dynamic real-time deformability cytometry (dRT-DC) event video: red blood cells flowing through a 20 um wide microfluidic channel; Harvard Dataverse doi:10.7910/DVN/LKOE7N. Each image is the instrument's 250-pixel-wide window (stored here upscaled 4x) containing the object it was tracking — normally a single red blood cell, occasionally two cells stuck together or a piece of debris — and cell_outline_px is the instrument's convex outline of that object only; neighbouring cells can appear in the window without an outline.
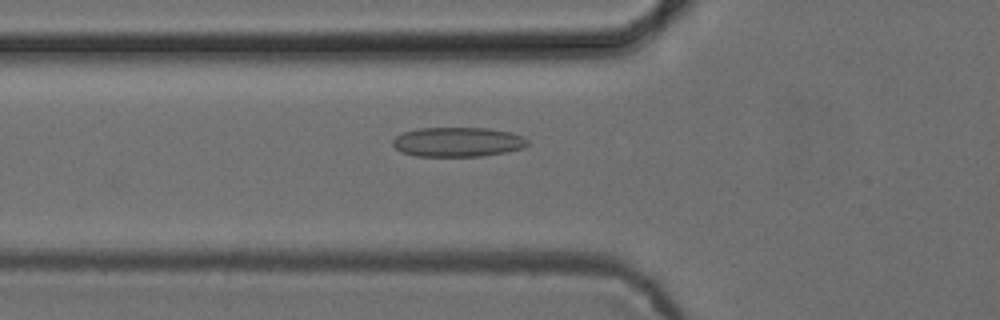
{"species": "common noctule bat (a hibernating species)", "species_latin": "Nyctalus noctula", "temperature_condition": "cold", "stored_images_in_passage": 33, "camera_frame_rate_fps": 3000, "um_per_image_px": 0.085, "animal": {"sex": "female", "body_mass_g": 24.6, "forearm_length_mm": 56.2}, "frame": {"image": 1, "passage_image": 4, "time_ms": 1.0, "image_size_px": [1000, 320], "cell_outline_px": [[528, 144], [524, 148], [508, 152], [480, 156], [416, 156], [400, 152], [392, 144], [392, 140], [396, 136], [404, 132], [416, 128], [484, 128], [508, 132], [520, 136], [528, 140]], "centroid_in_image_um": [38.87, 12.07], "position_along_channel_um": 86.9, "area_um2": 23.18}}
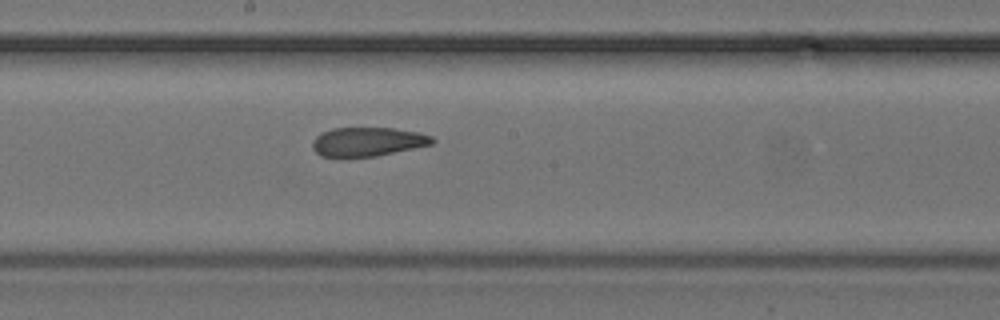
{"frame": {"image": 2, "passage_image": 14, "time_ms": 4.333, "image_size_px": [1000, 320], "cell_outline_px": [[436, 140], [432, 144], [376, 156], [320, 156], [312, 148], [312, 144], [316, 136], [320, 132], [332, 128], [392, 128], [416, 132], [432, 136]], "centroid_in_image_um": [31.23, 12.03], "position_along_channel_um": 217.0, "area_um2": 20.0}}
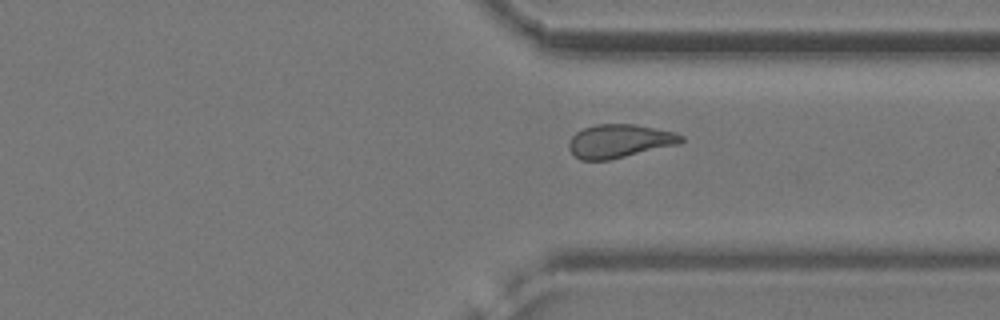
{"frame": {"image": 3, "passage_image": 25, "time_ms": 8.0, "image_size_px": [1000, 320], "cell_outline_px": [[684, 140], [680, 144], [608, 160], [580, 160], [568, 148], [568, 144], [572, 136], [576, 132], [584, 128], [596, 124], [636, 124], [672, 132], [684, 136]], "centroid_in_image_um": [52.65, 11.99], "position_along_channel_um": 358.7, "area_um2": 21.79}}